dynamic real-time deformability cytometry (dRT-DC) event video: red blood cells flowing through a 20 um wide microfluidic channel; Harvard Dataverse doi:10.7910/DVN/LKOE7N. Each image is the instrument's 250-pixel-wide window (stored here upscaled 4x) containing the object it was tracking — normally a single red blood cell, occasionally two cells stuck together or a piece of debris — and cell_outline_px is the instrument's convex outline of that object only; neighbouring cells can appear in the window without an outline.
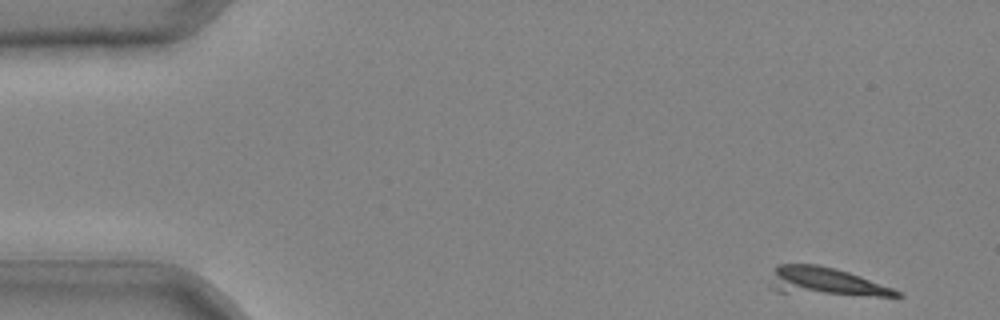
{"species": "common noctule bat (a hibernating species)", "species_latin": "Nyctalus noctula", "temperature_condition": "cold", "stored_images_in_passage": 41, "camera_frame_rate_fps": 3000, "um_per_image_px": 0.085, "animal": {"sex": "male", "body_mass_g": 20.4}, "frame": {"image": 1, "passage_image": 1, "time_ms": 0.0, "image_size_px": [1000, 320], "cell_outline_px": [[904, 296], [876, 296], [776, 292], [772, 288], [776, 268], [780, 264], [816, 264], [848, 272], [860, 276], [892, 288], [900, 292]], "centroid_in_image_um": [70.22, 23.95], "position_along_channel_um": 14.8, "area_um2": 20.11}}
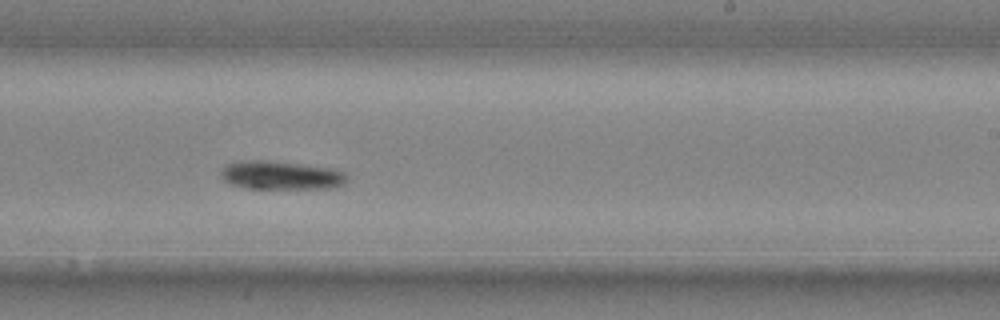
{"frame": {"image": 2, "passage_image": 25, "time_ms": 8.0, "image_size_px": [1000, 320], "cell_outline_px": [[344, 184], [336, 188], [248, 188], [228, 184], [220, 176], [220, 168], [236, 160], [268, 160], [300, 164], [328, 168], [344, 172]], "centroid_in_image_um": [23.78, 14.89], "position_along_channel_um": 265.2, "area_um2": 20.92}}
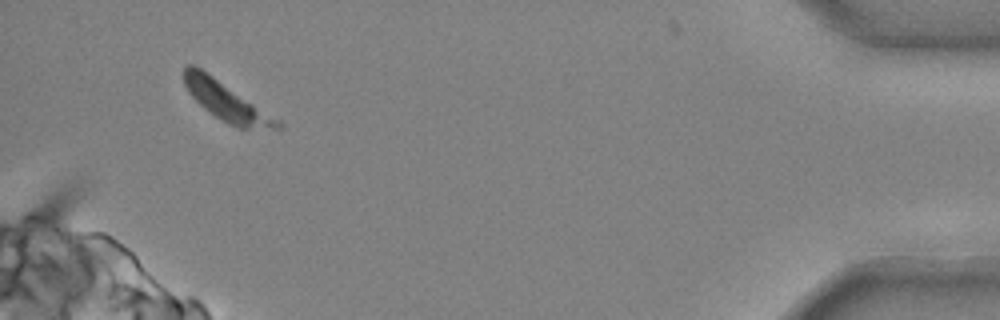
{"frame": {"image": 3, "passage_image": 39, "time_ms": 12.667, "image_size_px": [1000, 320], "cell_outline_px": [[284, 128], [236, 128], [220, 120], [204, 108], [188, 92], [184, 84], [184, 64], [192, 64], [200, 68], [280, 120]], "centroid_in_image_um": [19.22, 8.62], "position_along_channel_um": 416.0, "area_um2": 20.58}}